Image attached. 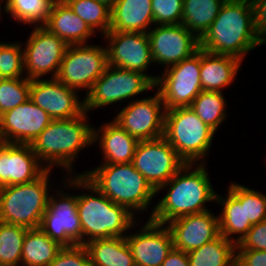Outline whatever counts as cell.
I'll return each instance as SVG.
<instances>
[{
  "label": "cell",
  "mask_w": 266,
  "mask_h": 266,
  "mask_svg": "<svg viewBox=\"0 0 266 266\" xmlns=\"http://www.w3.org/2000/svg\"><path fill=\"white\" fill-rule=\"evenodd\" d=\"M70 189L84 190L77 193V210L82 226V245L95 239L124 237L129 230L140 225L138 218L126 207L111 201L83 175L63 176ZM90 192V193H89Z\"/></svg>",
  "instance_id": "obj_1"
},
{
  "label": "cell",
  "mask_w": 266,
  "mask_h": 266,
  "mask_svg": "<svg viewBox=\"0 0 266 266\" xmlns=\"http://www.w3.org/2000/svg\"><path fill=\"white\" fill-rule=\"evenodd\" d=\"M207 170L206 163H186L156 190V195L167 191L155 202L150 220L166 225L181 216L209 211L207 203L216 202L217 192Z\"/></svg>",
  "instance_id": "obj_2"
},
{
  "label": "cell",
  "mask_w": 266,
  "mask_h": 266,
  "mask_svg": "<svg viewBox=\"0 0 266 266\" xmlns=\"http://www.w3.org/2000/svg\"><path fill=\"white\" fill-rule=\"evenodd\" d=\"M255 30L254 11L249 0H226L200 38V48L218 55L235 57L244 62L245 56L262 46Z\"/></svg>",
  "instance_id": "obj_3"
},
{
  "label": "cell",
  "mask_w": 266,
  "mask_h": 266,
  "mask_svg": "<svg viewBox=\"0 0 266 266\" xmlns=\"http://www.w3.org/2000/svg\"><path fill=\"white\" fill-rule=\"evenodd\" d=\"M88 114L84 111L75 118L52 120L30 144L47 169L56 167L65 171V175H74V163L80 152L93 145L94 126L88 122L91 121Z\"/></svg>",
  "instance_id": "obj_4"
},
{
  "label": "cell",
  "mask_w": 266,
  "mask_h": 266,
  "mask_svg": "<svg viewBox=\"0 0 266 266\" xmlns=\"http://www.w3.org/2000/svg\"><path fill=\"white\" fill-rule=\"evenodd\" d=\"M75 175H83L111 201L126 207L140 222L142 217L137 216L152 207L148 217L150 219L155 207L152 203L156 197V190L132 163L99 164L82 173L76 172Z\"/></svg>",
  "instance_id": "obj_5"
},
{
  "label": "cell",
  "mask_w": 266,
  "mask_h": 266,
  "mask_svg": "<svg viewBox=\"0 0 266 266\" xmlns=\"http://www.w3.org/2000/svg\"><path fill=\"white\" fill-rule=\"evenodd\" d=\"M52 172L47 169L32 182L0 187V221L28 229L39 228L49 195L54 192L50 184Z\"/></svg>",
  "instance_id": "obj_6"
},
{
  "label": "cell",
  "mask_w": 266,
  "mask_h": 266,
  "mask_svg": "<svg viewBox=\"0 0 266 266\" xmlns=\"http://www.w3.org/2000/svg\"><path fill=\"white\" fill-rule=\"evenodd\" d=\"M215 134L191 107L165 111L163 137L186 163H206Z\"/></svg>",
  "instance_id": "obj_7"
},
{
  "label": "cell",
  "mask_w": 266,
  "mask_h": 266,
  "mask_svg": "<svg viewBox=\"0 0 266 266\" xmlns=\"http://www.w3.org/2000/svg\"><path fill=\"white\" fill-rule=\"evenodd\" d=\"M154 89L155 83L148 75L108 65L91 90L83 96L84 110L89 113L108 105L118 103L119 106L121 102H131L136 96Z\"/></svg>",
  "instance_id": "obj_8"
},
{
  "label": "cell",
  "mask_w": 266,
  "mask_h": 266,
  "mask_svg": "<svg viewBox=\"0 0 266 266\" xmlns=\"http://www.w3.org/2000/svg\"><path fill=\"white\" fill-rule=\"evenodd\" d=\"M61 184L64 191L67 189L65 192ZM59 186L60 189L57 188L55 193L49 195L39 228L62 247L82 245V226L77 210V194L67 192L70 183L66 179L60 182Z\"/></svg>",
  "instance_id": "obj_9"
},
{
  "label": "cell",
  "mask_w": 266,
  "mask_h": 266,
  "mask_svg": "<svg viewBox=\"0 0 266 266\" xmlns=\"http://www.w3.org/2000/svg\"><path fill=\"white\" fill-rule=\"evenodd\" d=\"M107 66L105 45H68L56 78L78 92L85 90V96Z\"/></svg>",
  "instance_id": "obj_10"
},
{
  "label": "cell",
  "mask_w": 266,
  "mask_h": 266,
  "mask_svg": "<svg viewBox=\"0 0 266 266\" xmlns=\"http://www.w3.org/2000/svg\"><path fill=\"white\" fill-rule=\"evenodd\" d=\"M201 48L191 57L172 65L158 75L155 89L161 95L166 110L190 107L203 90L201 78Z\"/></svg>",
  "instance_id": "obj_11"
},
{
  "label": "cell",
  "mask_w": 266,
  "mask_h": 266,
  "mask_svg": "<svg viewBox=\"0 0 266 266\" xmlns=\"http://www.w3.org/2000/svg\"><path fill=\"white\" fill-rule=\"evenodd\" d=\"M154 96L135 98L124 105L113 121L138 141L164 136L165 107L159 92Z\"/></svg>",
  "instance_id": "obj_12"
},
{
  "label": "cell",
  "mask_w": 266,
  "mask_h": 266,
  "mask_svg": "<svg viewBox=\"0 0 266 266\" xmlns=\"http://www.w3.org/2000/svg\"><path fill=\"white\" fill-rule=\"evenodd\" d=\"M23 45L25 76L41 79L47 74L56 78L68 44L44 26H33Z\"/></svg>",
  "instance_id": "obj_13"
},
{
  "label": "cell",
  "mask_w": 266,
  "mask_h": 266,
  "mask_svg": "<svg viewBox=\"0 0 266 266\" xmlns=\"http://www.w3.org/2000/svg\"><path fill=\"white\" fill-rule=\"evenodd\" d=\"M131 163L155 190L186 164L164 137L139 141Z\"/></svg>",
  "instance_id": "obj_14"
},
{
  "label": "cell",
  "mask_w": 266,
  "mask_h": 266,
  "mask_svg": "<svg viewBox=\"0 0 266 266\" xmlns=\"http://www.w3.org/2000/svg\"><path fill=\"white\" fill-rule=\"evenodd\" d=\"M102 38L107 44L108 65L149 74L156 83L158 75L147 72L154 64L147 33L108 31Z\"/></svg>",
  "instance_id": "obj_15"
},
{
  "label": "cell",
  "mask_w": 266,
  "mask_h": 266,
  "mask_svg": "<svg viewBox=\"0 0 266 266\" xmlns=\"http://www.w3.org/2000/svg\"><path fill=\"white\" fill-rule=\"evenodd\" d=\"M154 65L178 64L200 49V39L184 25H154L148 32Z\"/></svg>",
  "instance_id": "obj_16"
},
{
  "label": "cell",
  "mask_w": 266,
  "mask_h": 266,
  "mask_svg": "<svg viewBox=\"0 0 266 266\" xmlns=\"http://www.w3.org/2000/svg\"><path fill=\"white\" fill-rule=\"evenodd\" d=\"M77 90L67 87L57 78L31 80L30 99L53 120L80 116L84 110V98Z\"/></svg>",
  "instance_id": "obj_17"
},
{
  "label": "cell",
  "mask_w": 266,
  "mask_h": 266,
  "mask_svg": "<svg viewBox=\"0 0 266 266\" xmlns=\"http://www.w3.org/2000/svg\"><path fill=\"white\" fill-rule=\"evenodd\" d=\"M133 232L129 231L125 238L136 266H161L174 248L172 234L167 225L147 219Z\"/></svg>",
  "instance_id": "obj_18"
},
{
  "label": "cell",
  "mask_w": 266,
  "mask_h": 266,
  "mask_svg": "<svg viewBox=\"0 0 266 266\" xmlns=\"http://www.w3.org/2000/svg\"><path fill=\"white\" fill-rule=\"evenodd\" d=\"M52 120L29 98L0 115V138L6 143L31 144Z\"/></svg>",
  "instance_id": "obj_19"
},
{
  "label": "cell",
  "mask_w": 266,
  "mask_h": 266,
  "mask_svg": "<svg viewBox=\"0 0 266 266\" xmlns=\"http://www.w3.org/2000/svg\"><path fill=\"white\" fill-rule=\"evenodd\" d=\"M46 170L30 144L0 145V187L32 182Z\"/></svg>",
  "instance_id": "obj_20"
},
{
  "label": "cell",
  "mask_w": 266,
  "mask_h": 266,
  "mask_svg": "<svg viewBox=\"0 0 266 266\" xmlns=\"http://www.w3.org/2000/svg\"><path fill=\"white\" fill-rule=\"evenodd\" d=\"M175 249L188 253L220 235L219 217L211 210L185 215L168 222Z\"/></svg>",
  "instance_id": "obj_21"
},
{
  "label": "cell",
  "mask_w": 266,
  "mask_h": 266,
  "mask_svg": "<svg viewBox=\"0 0 266 266\" xmlns=\"http://www.w3.org/2000/svg\"><path fill=\"white\" fill-rule=\"evenodd\" d=\"M105 122L93 127V145L97 143L102 154L100 164L131 163L139 141L113 120Z\"/></svg>",
  "instance_id": "obj_22"
},
{
  "label": "cell",
  "mask_w": 266,
  "mask_h": 266,
  "mask_svg": "<svg viewBox=\"0 0 266 266\" xmlns=\"http://www.w3.org/2000/svg\"><path fill=\"white\" fill-rule=\"evenodd\" d=\"M242 63L235 57L209 53L201 49L200 82L202 89L223 92L237 79Z\"/></svg>",
  "instance_id": "obj_23"
},
{
  "label": "cell",
  "mask_w": 266,
  "mask_h": 266,
  "mask_svg": "<svg viewBox=\"0 0 266 266\" xmlns=\"http://www.w3.org/2000/svg\"><path fill=\"white\" fill-rule=\"evenodd\" d=\"M51 33L56 34L68 45L88 44L96 35L91 27L84 22L68 5L53 2L48 21L45 23Z\"/></svg>",
  "instance_id": "obj_24"
},
{
  "label": "cell",
  "mask_w": 266,
  "mask_h": 266,
  "mask_svg": "<svg viewBox=\"0 0 266 266\" xmlns=\"http://www.w3.org/2000/svg\"><path fill=\"white\" fill-rule=\"evenodd\" d=\"M154 26L152 0H118L109 31L147 33Z\"/></svg>",
  "instance_id": "obj_25"
},
{
  "label": "cell",
  "mask_w": 266,
  "mask_h": 266,
  "mask_svg": "<svg viewBox=\"0 0 266 266\" xmlns=\"http://www.w3.org/2000/svg\"><path fill=\"white\" fill-rule=\"evenodd\" d=\"M226 192L225 197L216 194L215 204L222 206L218 213L219 230L224 238L238 244L253 225L246 219L245 203H241L228 189Z\"/></svg>",
  "instance_id": "obj_26"
},
{
  "label": "cell",
  "mask_w": 266,
  "mask_h": 266,
  "mask_svg": "<svg viewBox=\"0 0 266 266\" xmlns=\"http://www.w3.org/2000/svg\"><path fill=\"white\" fill-rule=\"evenodd\" d=\"M84 246L90 266H136L125 236L95 239Z\"/></svg>",
  "instance_id": "obj_27"
},
{
  "label": "cell",
  "mask_w": 266,
  "mask_h": 266,
  "mask_svg": "<svg viewBox=\"0 0 266 266\" xmlns=\"http://www.w3.org/2000/svg\"><path fill=\"white\" fill-rule=\"evenodd\" d=\"M63 247L40 228L27 229L20 266H49Z\"/></svg>",
  "instance_id": "obj_28"
},
{
  "label": "cell",
  "mask_w": 266,
  "mask_h": 266,
  "mask_svg": "<svg viewBox=\"0 0 266 266\" xmlns=\"http://www.w3.org/2000/svg\"><path fill=\"white\" fill-rule=\"evenodd\" d=\"M190 266H234L236 244L221 234L200 248L187 253Z\"/></svg>",
  "instance_id": "obj_29"
},
{
  "label": "cell",
  "mask_w": 266,
  "mask_h": 266,
  "mask_svg": "<svg viewBox=\"0 0 266 266\" xmlns=\"http://www.w3.org/2000/svg\"><path fill=\"white\" fill-rule=\"evenodd\" d=\"M226 0H184L182 22L199 39L212 25Z\"/></svg>",
  "instance_id": "obj_30"
},
{
  "label": "cell",
  "mask_w": 266,
  "mask_h": 266,
  "mask_svg": "<svg viewBox=\"0 0 266 266\" xmlns=\"http://www.w3.org/2000/svg\"><path fill=\"white\" fill-rule=\"evenodd\" d=\"M53 0H5L2 14H9L20 25L44 26Z\"/></svg>",
  "instance_id": "obj_31"
},
{
  "label": "cell",
  "mask_w": 266,
  "mask_h": 266,
  "mask_svg": "<svg viewBox=\"0 0 266 266\" xmlns=\"http://www.w3.org/2000/svg\"><path fill=\"white\" fill-rule=\"evenodd\" d=\"M225 99L223 92L202 90L190 107L205 124L217 132L228 118V101Z\"/></svg>",
  "instance_id": "obj_32"
},
{
  "label": "cell",
  "mask_w": 266,
  "mask_h": 266,
  "mask_svg": "<svg viewBox=\"0 0 266 266\" xmlns=\"http://www.w3.org/2000/svg\"><path fill=\"white\" fill-rule=\"evenodd\" d=\"M76 15L99 36L110 30L111 9L97 0H74L68 4Z\"/></svg>",
  "instance_id": "obj_33"
},
{
  "label": "cell",
  "mask_w": 266,
  "mask_h": 266,
  "mask_svg": "<svg viewBox=\"0 0 266 266\" xmlns=\"http://www.w3.org/2000/svg\"><path fill=\"white\" fill-rule=\"evenodd\" d=\"M26 227L0 221V264L20 266Z\"/></svg>",
  "instance_id": "obj_34"
},
{
  "label": "cell",
  "mask_w": 266,
  "mask_h": 266,
  "mask_svg": "<svg viewBox=\"0 0 266 266\" xmlns=\"http://www.w3.org/2000/svg\"><path fill=\"white\" fill-rule=\"evenodd\" d=\"M228 190L245 203L246 219L252 225L266 220V194L235 182L229 184Z\"/></svg>",
  "instance_id": "obj_35"
},
{
  "label": "cell",
  "mask_w": 266,
  "mask_h": 266,
  "mask_svg": "<svg viewBox=\"0 0 266 266\" xmlns=\"http://www.w3.org/2000/svg\"><path fill=\"white\" fill-rule=\"evenodd\" d=\"M21 42L0 41V78H24V51Z\"/></svg>",
  "instance_id": "obj_36"
},
{
  "label": "cell",
  "mask_w": 266,
  "mask_h": 266,
  "mask_svg": "<svg viewBox=\"0 0 266 266\" xmlns=\"http://www.w3.org/2000/svg\"><path fill=\"white\" fill-rule=\"evenodd\" d=\"M31 80L0 78V115L12 110L30 98Z\"/></svg>",
  "instance_id": "obj_37"
},
{
  "label": "cell",
  "mask_w": 266,
  "mask_h": 266,
  "mask_svg": "<svg viewBox=\"0 0 266 266\" xmlns=\"http://www.w3.org/2000/svg\"><path fill=\"white\" fill-rule=\"evenodd\" d=\"M184 0H152L154 25H177L182 22Z\"/></svg>",
  "instance_id": "obj_38"
},
{
  "label": "cell",
  "mask_w": 266,
  "mask_h": 266,
  "mask_svg": "<svg viewBox=\"0 0 266 266\" xmlns=\"http://www.w3.org/2000/svg\"><path fill=\"white\" fill-rule=\"evenodd\" d=\"M49 266H90V257L84 245L63 247Z\"/></svg>",
  "instance_id": "obj_39"
},
{
  "label": "cell",
  "mask_w": 266,
  "mask_h": 266,
  "mask_svg": "<svg viewBox=\"0 0 266 266\" xmlns=\"http://www.w3.org/2000/svg\"><path fill=\"white\" fill-rule=\"evenodd\" d=\"M236 250L266 251V220L253 225L241 241L236 244Z\"/></svg>",
  "instance_id": "obj_40"
},
{
  "label": "cell",
  "mask_w": 266,
  "mask_h": 266,
  "mask_svg": "<svg viewBox=\"0 0 266 266\" xmlns=\"http://www.w3.org/2000/svg\"><path fill=\"white\" fill-rule=\"evenodd\" d=\"M237 266H266V251L236 250Z\"/></svg>",
  "instance_id": "obj_41"
},
{
  "label": "cell",
  "mask_w": 266,
  "mask_h": 266,
  "mask_svg": "<svg viewBox=\"0 0 266 266\" xmlns=\"http://www.w3.org/2000/svg\"><path fill=\"white\" fill-rule=\"evenodd\" d=\"M255 30L261 43L266 45V0H252Z\"/></svg>",
  "instance_id": "obj_42"
},
{
  "label": "cell",
  "mask_w": 266,
  "mask_h": 266,
  "mask_svg": "<svg viewBox=\"0 0 266 266\" xmlns=\"http://www.w3.org/2000/svg\"><path fill=\"white\" fill-rule=\"evenodd\" d=\"M161 266H190L186 252L173 248Z\"/></svg>",
  "instance_id": "obj_43"
},
{
  "label": "cell",
  "mask_w": 266,
  "mask_h": 266,
  "mask_svg": "<svg viewBox=\"0 0 266 266\" xmlns=\"http://www.w3.org/2000/svg\"><path fill=\"white\" fill-rule=\"evenodd\" d=\"M97 1L105 4L108 8L112 9L118 0H97Z\"/></svg>",
  "instance_id": "obj_44"
},
{
  "label": "cell",
  "mask_w": 266,
  "mask_h": 266,
  "mask_svg": "<svg viewBox=\"0 0 266 266\" xmlns=\"http://www.w3.org/2000/svg\"><path fill=\"white\" fill-rule=\"evenodd\" d=\"M72 1L74 0H53V2H56L57 4H61V5H68Z\"/></svg>",
  "instance_id": "obj_45"
},
{
  "label": "cell",
  "mask_w": 266,
  "mask_h": 266,
  "mask_svg": "<svg viewBox=\"0 0 266 266\" xmlns=\"http://www.w3.org/2000/svg\"><path fill=\"white\" fill-rule=\"evenodd\" d=\"M3 2H5V0H0V20L2 17H4V16H2V12H3L2 10L4 9V8H2Z\"/></svg>",
  "instance_id": "obj_46"
}]
</instances>
